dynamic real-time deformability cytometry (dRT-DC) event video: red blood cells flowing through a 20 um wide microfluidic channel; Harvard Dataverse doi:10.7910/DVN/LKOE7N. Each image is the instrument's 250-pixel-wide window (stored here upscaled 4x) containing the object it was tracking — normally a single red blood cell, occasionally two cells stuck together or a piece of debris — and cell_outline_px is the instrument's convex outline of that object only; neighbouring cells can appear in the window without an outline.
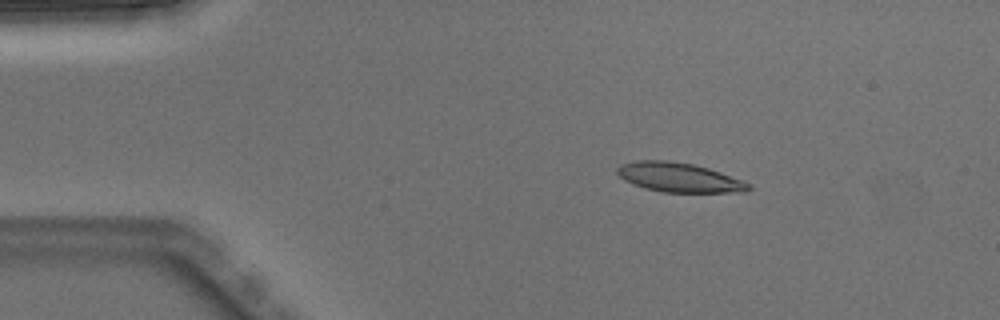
{"species": "Egyptian fruit bat (a non-hibernating species)", "species_latin": "Rousettus aegyptiacus", "temperature_condition": "warm", "stored_images_in_passage": 7, "camera_frame_rate_fps": 3000, "um_per_image_px": 0.085, "animal": {"sex": "male"}, "frame": {"image": 1, "passage_image": 3, "time_ms": 0.667, "image_size_px": [1000, 320], "cell_outline_px": [[752, 188], [744, 192], [664, 192], [644, 188], [624, 180], [616, 172], [616, 168], [620, 164], [636, 160], [668, 160], [692, 164], [708, 168], [720, 172], [752, 184]], "centroid_in_image_um": [57.7, 15.07], "position_along_channel_um": 27.3, "area_um2": 22.48}}
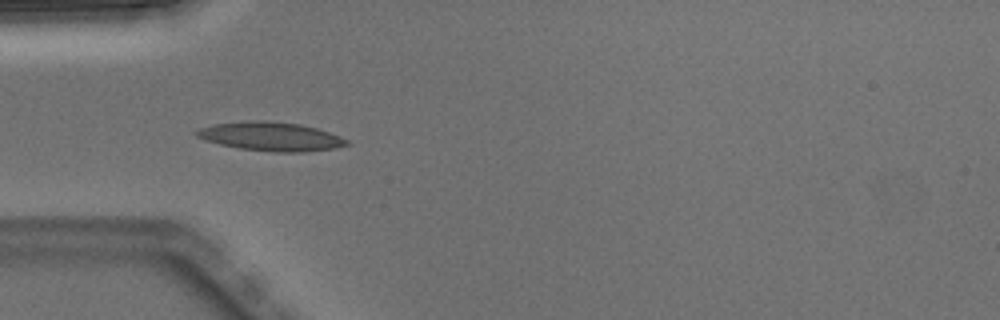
{"frame": {"image": 2, "passage_image": 5, "time_ms": 1.333, "image_size_px": [1000, 320], "cell_outline_px": [[352, 144], [336, 148], [304, 152], [276, 152], [240, 148], [220, 144], [204, 140], [196, 136], [192, 132], [196, 128], [212, 124], [252, 120], [264, 120], [300, 124], [316, 128], [340, 136], [348, 140]], "centroid_in_image_um": [22.99, 11.59], "position_along_channel_um": 62.0, "area_um2": 25.43}}